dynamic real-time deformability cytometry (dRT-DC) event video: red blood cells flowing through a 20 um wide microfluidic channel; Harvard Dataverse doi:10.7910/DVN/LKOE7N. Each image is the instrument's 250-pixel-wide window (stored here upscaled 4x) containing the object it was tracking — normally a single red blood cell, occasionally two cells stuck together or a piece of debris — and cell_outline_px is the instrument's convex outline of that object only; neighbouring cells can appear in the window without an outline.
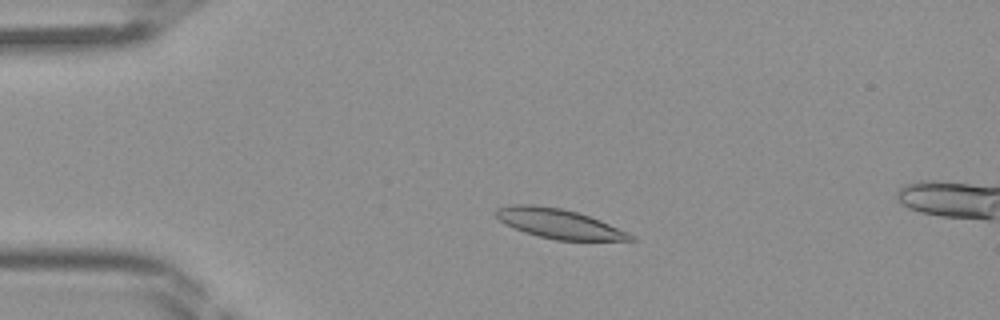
{"species": "Egyptian fruit bat (a non-hibernating species)", "species_latin": "Rousettus aegyptiacus", "temperature_condition": "room temperature", "stored_images_in_passage": 44, "camera_frame_rate_fps": 3000, "um_per_image_px": 0.085, "frame": {"image": 1, "passage_image": 9, "time_ms": 2.667, "image_size_px": [1000, 320], "cell_outline_px": [[636, 240], [556, 240], [524, 232], [500, 220], [496, 216], [496, 208], [508, 204], [532, 204], [560, 208], [576, 212], [600, 220], [628, 232], [636, 236]], "centroid_in_image_um": [47.52, 19.0], "position_along_channel_um": 37.5, "area_um2": 22.89}}
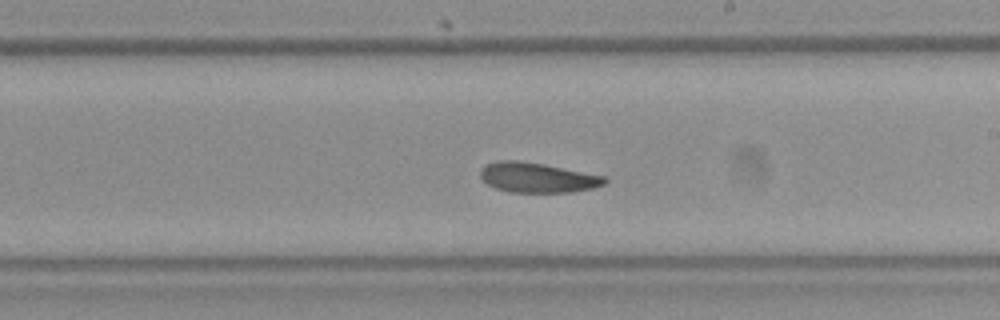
{"frame": {"image": 2, "passage_image": 25, "time_ms": 8.0, "image_size_px": [1000, 320], "cell_outline_px": [[608, 180], [604, 184], [592, 188], [572, 192], [508, 192], [496, 188], [488, 184], [480, 176], [480, 168], [496, 160], [516, 160], [544, 164], [608, 176]], "centroid_in_image_um": [45.7, 15.09], "position_along_channel_um": 243.3, "area_um2": 21.79}}
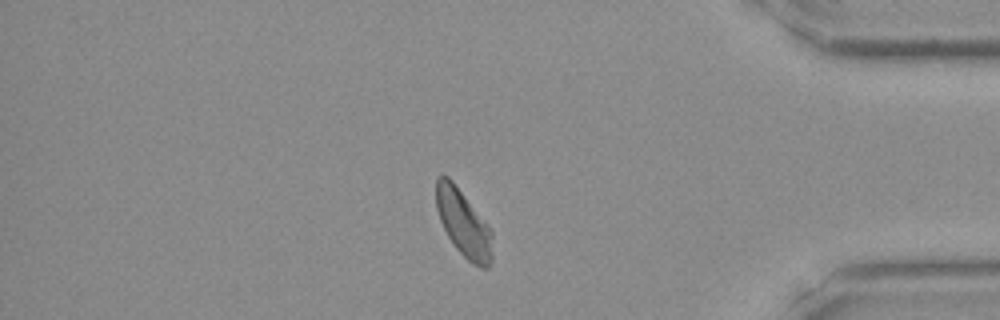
{"frame": {"image": 3, "passage_image": 37, "time_ms": 12.0, "image_size_px": [1000, 320], "cell_outline_px": [[492, 260], [488, 268], [480, 268], [472, 264], [456, 248], [448, 236], [440, 220], [436, 208], [436, 176], [448, 176], [452, 180], [488, 224], [492, 232]], "centroid_in_image_um": [39.4, 18.99], "position_along_channel_um": 395.8, "area_um2": 21.91}}